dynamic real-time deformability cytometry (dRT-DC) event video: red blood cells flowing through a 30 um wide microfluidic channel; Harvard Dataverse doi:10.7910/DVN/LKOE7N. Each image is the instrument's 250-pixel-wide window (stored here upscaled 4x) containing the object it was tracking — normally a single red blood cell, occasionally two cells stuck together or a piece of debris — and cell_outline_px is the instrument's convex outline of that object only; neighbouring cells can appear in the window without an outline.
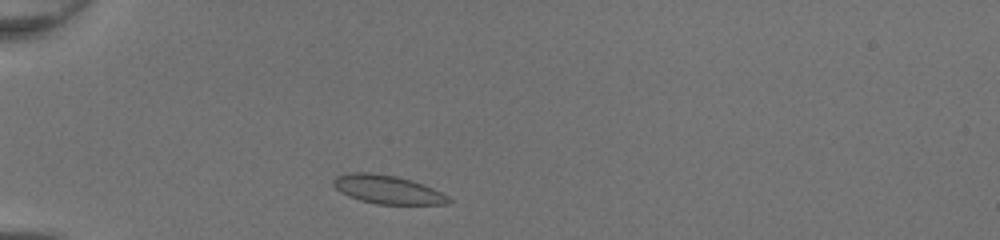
{"species": "common noctule bat (a hibernating species)", "species_latin": "Nyctalus noctula", "temperature_condition": "room temperature", "stored_images_in_passage": 31, "camera_frame_rate_fps": 3000, "um_per_image_px": 0.085, "animal": {"sex": "female", "body_mass_g": 20.0, "forearm_length_mm": 54.0}, "frame": {"image": 1, "passage_image": 2, "time_ms": 0.333, "image_size_px": [1000, 240], "cell_outline_px": [[456, 200], [448, 204], [376, 204], [360, 200], [348, 196], [340, 192], [332, 184], [332, 180], [336, 176], [348, 172], [368, 172], [396, 176], [412, 180], [424, 184]], "centroid_in_image_um": [32.94, 16.11], "position_along_channel_um": 52.1, "area_um2": 19.36}}
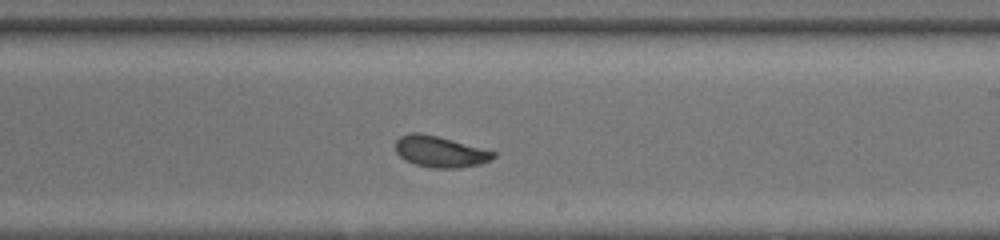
{"frame": {"image": 2, "passage_image": 18, "time_ms": 5.667, "image_size_px": [1000, 240], "cell_outline_px": [[496, 156], [492, 160], [480, 164], [456, 168], [432, 168], [416, 164], [404, 160], [396, 152], [396, 140], [400, 136], [408, 132], [420, 132], [436, 136], [496, 152]], "centroid_in_image_um": [37.39, 12.89], "position_along_channel_um": 251.6, "area_um2": 17.69}}
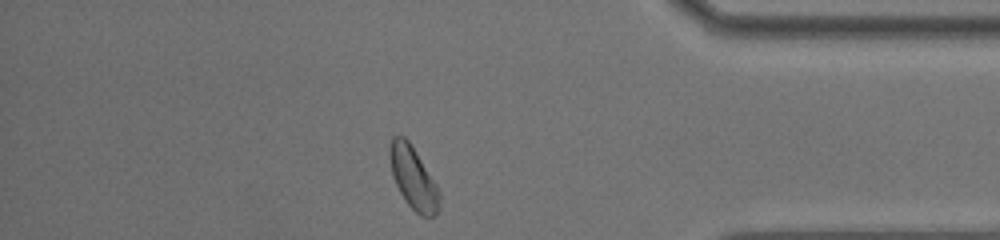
{"frame": {"image": 3, "passage_image": 30, "time_ms": 9.667, "image_size_px": [1000, 240], "cell_outline_px": [[440, 208], [432, 216], [420, 216], [408, 204], [400, 192], [392, 176], [388, 156], [388, 148], [392, 136], [404, 136], [408, 140], [416, 152], [436, 184], [440, 192]], "centroid_in_image_um": [35.1, 15.1], "position_along_channel_um": 400.1, "area_um2": 18.03}, "authors_computed_cell_mechanics": {"area_um2": 18.0336, "velocity_mm_per_s": 4.2369, "shape_relaxation_time_tau1_ms": 3.3778, "shape_relaxation_time_tau2_ms": 1.0344, "deformation_change_tau1": 0.094, "deformation_change_tau2": 0.0628}}